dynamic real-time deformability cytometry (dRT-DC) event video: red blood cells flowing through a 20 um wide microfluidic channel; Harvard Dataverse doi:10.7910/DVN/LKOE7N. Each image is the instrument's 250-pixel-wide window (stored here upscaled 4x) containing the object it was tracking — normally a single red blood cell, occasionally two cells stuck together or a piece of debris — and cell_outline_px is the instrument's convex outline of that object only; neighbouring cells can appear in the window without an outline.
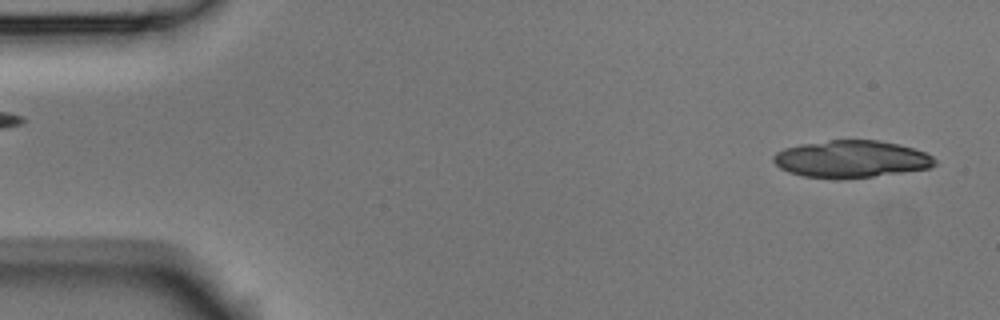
{"species": "Egyptian fruit bat (a non-hibernating species)", "species_latin": "Rousettus aegyptiacus", "temperature_condition": "room temperature", "stored_images_in_passage": 6, "segment_of_instrument_passage": [2, 2], "camera_frame_rate_fps": 3000, "um_per_image_px": 0.085, "animal": {"sex": "male"}, "frame": {"image": 1, "passage_image": 6, "time_ms": 1.667, "image_size_px": [1000, 320], "cell_outline_px": [[936, 164], [932, 168], [872, 176], [804, 176], [788, 172], [780, 168], [772, 160], [772, 156], [776, 152], [784, 148], [800, 144], [828, 140], [880, 140], [900, 144], [924, 152], [932, 156], [936, 160]], "centroid_in_image_um": [72.37, 13.48], "position_along_channel_um": 12.6, "area_um2": 34.28}}